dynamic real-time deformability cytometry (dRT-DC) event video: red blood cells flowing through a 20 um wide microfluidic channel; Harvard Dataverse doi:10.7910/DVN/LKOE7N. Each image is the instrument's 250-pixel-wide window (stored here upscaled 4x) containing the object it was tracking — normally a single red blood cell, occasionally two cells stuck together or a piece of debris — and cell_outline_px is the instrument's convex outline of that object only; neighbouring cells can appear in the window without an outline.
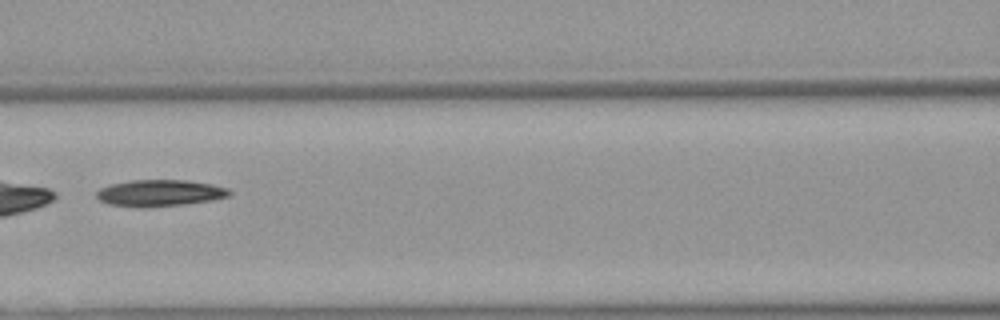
{"species": "Egyptian fruit bat (a non-hibernating species)", "species_latin": "Rousettus aegyptiacus", "temperature_condition": "warm", "stored_images_in_passage": 50, "camera_frame_rate_fps": 3000, "um_per_image_px": 0.085, "animal": {"sex": "female"}, "frame": {"image": 1, "passage_image": 23, "time_ms": 7.333, "image_size_px": [1000, 320], "cell_outline_px": [[232, 192], [228, 196], [212, 200], [184, 204], [144, 208], [136, 208], [108, 204], [100, 200], [96, 196], [96, 192], [100, 188], [112, 184], [132, 180], [188, 180], [212, 184], [228, 188]], "centroid_in_image_um": [13.57, 16.41], "position_along_channel_um": 153.0, "area_um2": 20.69}}
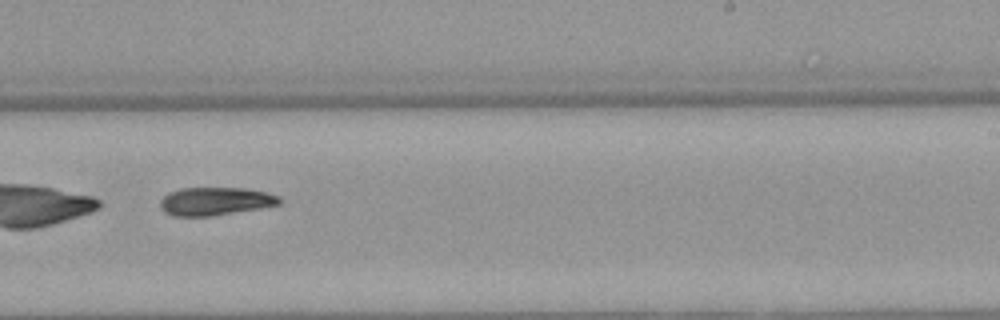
{"frame": {"image": 2, "passage_image": 32, "time_ms": 10.333, "image_size_px": [1000, 320], "cell_outline_px": [[284, 204], [212, 216], [172, 216], [164, 212], [160, 208], [160, 200], [168, 192], [180, 188], [244, 188], [268, 192], [280, 196], [284, 200]], "centroid_in_image_um": [18.34, 17.1], "position_along_channel_um": 270.7, "area_um2": 19.88}}
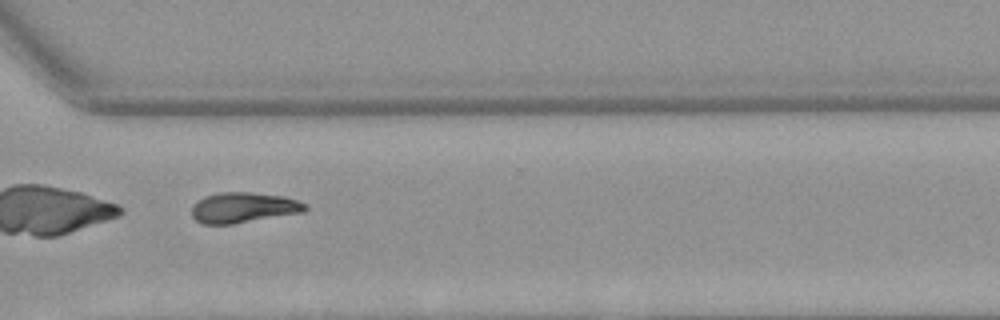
{"frame": {"image": 3, "passage_image": 38, "time_ms": 12.333, "image_size_px": [1000, 320], "cell_outline_px": [[308, 208], [304, 212], [232, 224], [204, 224], [196, 220], [192, 216], [192, 204], [204, 196], [220, 192], [252, 192], [284, 196], [308, 204]], "centroid_in_image_um": [20.7, 17.64], "position_along_channel_um": 349.9, "area_um2": 20.23}}